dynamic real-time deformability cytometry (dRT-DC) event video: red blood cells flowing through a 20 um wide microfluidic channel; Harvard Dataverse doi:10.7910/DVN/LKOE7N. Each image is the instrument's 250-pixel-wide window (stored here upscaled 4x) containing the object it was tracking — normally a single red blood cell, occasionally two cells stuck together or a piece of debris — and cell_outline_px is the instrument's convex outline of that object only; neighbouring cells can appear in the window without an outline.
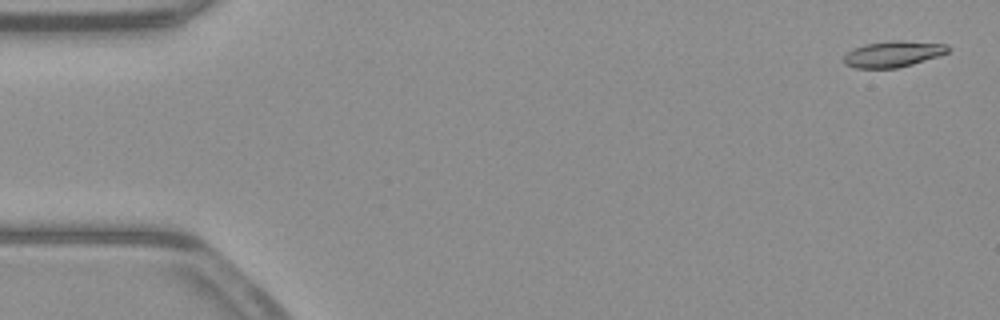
{"species": "common noctule bat (a hibernating species)", "species_latin": "Nyctalus noctula", "temperature_condition": "warm", "stored_images_in_passage": 53, "camera_frame_rate_fps": 3000, "um_per_image_px": 0.085, "animal": {"sex": "male", "body_mass_g": 23.1, "forearm_length_mm": 52.7}, "frame": {"image": 1, "passage_image": 2, "time_ms": 0.333, "image_size_px": [1000, 320], "cell_outline_px": [[952, 48], [948, 52], [940, 56], [912, 64], [896, 68], [856, 68], [844, 64], [844, 56], [852, 48], [864, 44], [896, 40], [900, 40], [948, 44]], "centroid_in_image_um": [75.94, 4.58], "position_along_channel_um": 9.1, "area_um2": 15.95}}
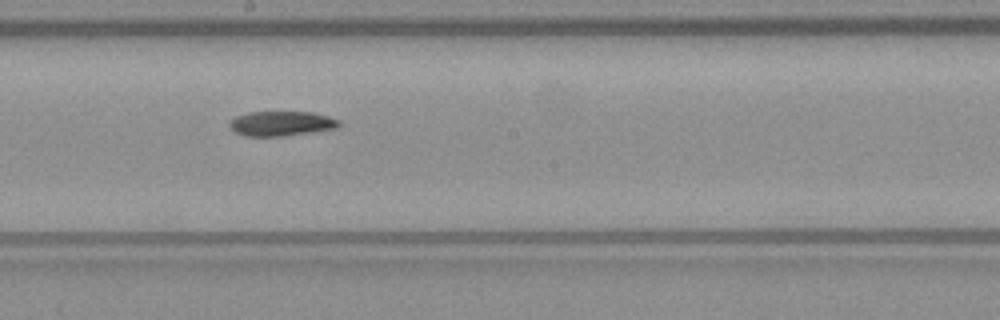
{"frame": {"image": 2, "passage_image": 29, "time_ms": 9.333, "image_size_px": [1000, 320], "cell_outline_px": [[340, 124], [336, 128], [284, 136], [244, 136], [236, 132], [228, 124], [236, 116], [248, 112], [312, 112], [328, 116], [340, 120]], "centroid_in_image_um": [23.92, 10.49], "position_along_channel_um": 224.3, "area_um2": 15.66}}
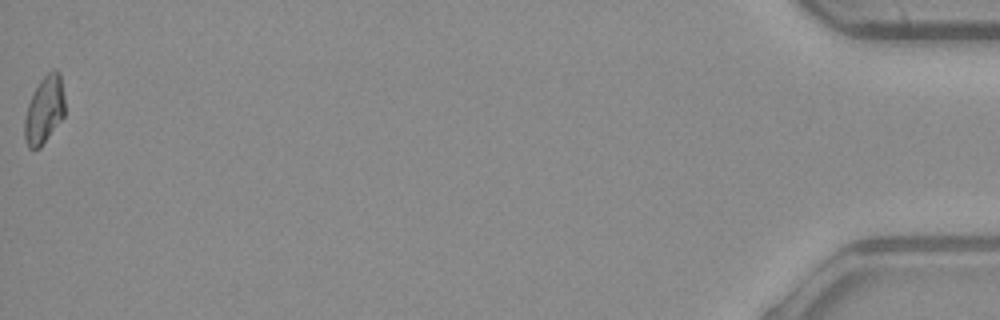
{"frame": {"image": 3, "passage_image": 53, "time_ms": 17.333, "image_size_px": [1000, 320], "cell_outline_px": [[64, 116], [40, 148], [28, 148], [24, 140], [24, 120], [28, 104], [32, 92], [40, 80], [52, 68], [56, 68], [60, 72], [64, 96]], "centroid_in_image_um": [3.76, 9.31], "position_along_channel_um": 431.4, "area_um2": 16.01}}